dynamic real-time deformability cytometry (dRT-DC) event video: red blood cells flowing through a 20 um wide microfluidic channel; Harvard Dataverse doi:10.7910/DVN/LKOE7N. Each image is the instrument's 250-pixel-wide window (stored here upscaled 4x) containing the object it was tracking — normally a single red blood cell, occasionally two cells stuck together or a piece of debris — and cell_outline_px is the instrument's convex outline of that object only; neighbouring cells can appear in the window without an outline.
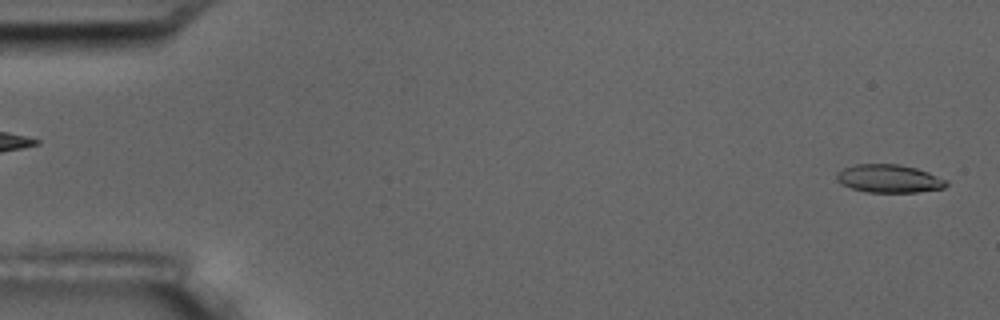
{"species": "common noctule bat (a hibernating species)", "species_latin": "Nyctalus noctula", "temperature_condition": "room temperature", "stored_images_in_passage": 5, "segment_of_instrument_passage": [2, 2], "camera_frame_rate_fps": 3000, "um_per_image_px": 0.085, "animal": {"sex": "male", "body_mass_g": 17.5, "forearm_length_mm": 52.3}, "frame": {"image": 1, "passage_image": 5, "time_ms": 4.667, "image_size_px": [1000, 320], "cell_outline_px": [[948, 184], [944, 188], [916, 192], [868, 192], [852, 188], [840, 184], [836, 176], [836, 172], [844, 168], [856, 164], [900, 164], [916, 168], [928, 172], [948, 180]], "centroid_in_image_um": [75.58, 15.18], "position_along_channel_um": 9.4, "area_um2": 17.98}}